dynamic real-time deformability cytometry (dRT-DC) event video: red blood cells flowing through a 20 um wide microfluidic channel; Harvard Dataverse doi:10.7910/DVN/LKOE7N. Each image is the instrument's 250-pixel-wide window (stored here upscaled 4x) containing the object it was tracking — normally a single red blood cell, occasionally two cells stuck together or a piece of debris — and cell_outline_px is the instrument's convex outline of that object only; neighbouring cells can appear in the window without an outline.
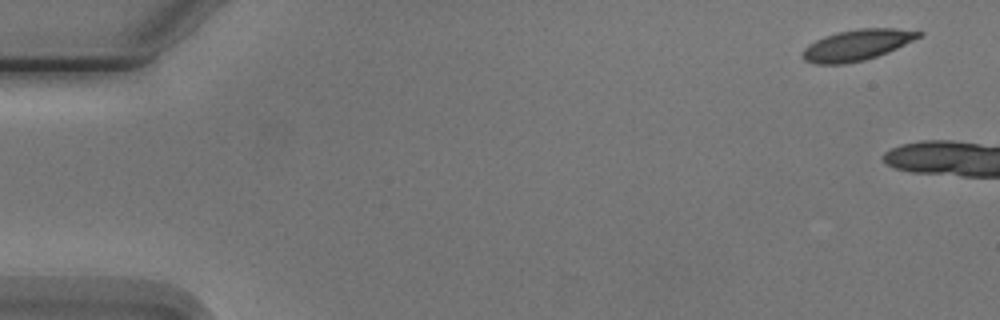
{"species": "Egyptian fruit bat (a non-hibernating species)", "species_latin": "Rousettus aegyptiacus", "temperature_condition": "cold", "stored_images_in_passage": 7, "camera_frame_rate_fps": 3000, "um_per_image_px": 0.085, "animal": {"sex": "male"}, "frame": {"image": 1, "passage_image": 1, "time_ms": 0.0, "image_size_px": [1000, 320], "cell_outline_px": [[924, 36], [888, 52], [864, 60], [844, 64], [816, 64], [804, 60], [800, 56], [804, 48], [808, 44], [824, 36], [836, 32], [860, 28], [896, 28], [924, 32]], "centroid_in_image_um": [72.85, 3.82], "position_along_channel_um": 12.2, "area_um2": 21.15}}